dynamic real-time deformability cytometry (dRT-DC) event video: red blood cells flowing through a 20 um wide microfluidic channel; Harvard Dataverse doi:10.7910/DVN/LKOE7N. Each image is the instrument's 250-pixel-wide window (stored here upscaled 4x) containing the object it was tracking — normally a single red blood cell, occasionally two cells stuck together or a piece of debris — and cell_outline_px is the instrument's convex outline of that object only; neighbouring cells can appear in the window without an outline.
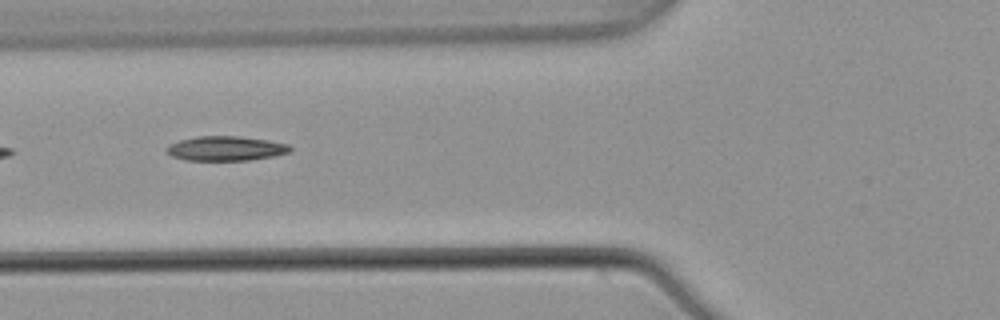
{"species": "common noctule bat (a hibernating species)", "species_latin": "Nyctalus noctula", "temperature_condition": "warm", "stored_images_in_passage": 5, "camera_frame_rate_fps": 3000, "um_per_image_px": 0.085, "animal": {"sex": "male", "body_mass_g": 21.5, "forearm_length_mm": 52.0}, "frame": {"image": 1, "passage_image": 3, "time_ms": 0.667, "image_size_px": [1000, 320], "cell_outline_px": [[292, 148], [288, 152], [272, 156], [248, 160], [184, 160], [172, 156], [164, 148], [168, 144], [180, 140], [196, 136], [240, 136], [268, 140], [288, 144]], "centroid_in_image_um": [19.15, 12.61], "position_along_channel_um": 106.7, "area_um2": 17.63}}
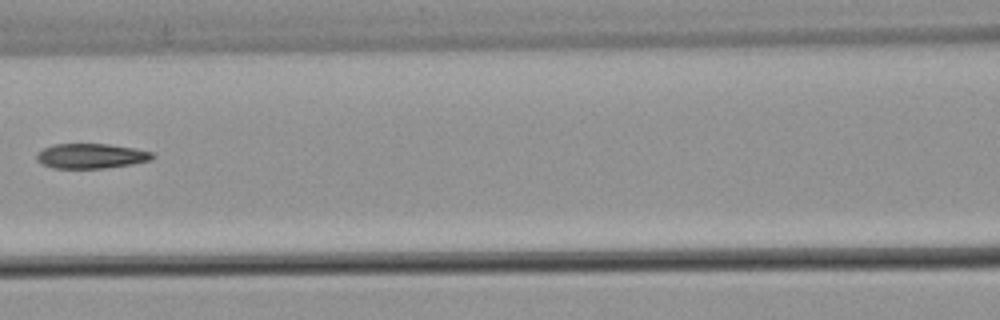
{"frame": {"image": 2, "passage_image": 4, "time_ms": 1.0, "image_size_px": [1000, 320], "cell_outline_px": [[156, 156], [152, 160], [132, 164], [104, 168], [52, 168], [36, 160], [36, 152], [52, 144], [108, 144], [132, 148], [152, 152]], "centroid_in_image_um": [7.73, 13.26], "position_along_channel_um": 158.9, "area_um2": 16.82}}